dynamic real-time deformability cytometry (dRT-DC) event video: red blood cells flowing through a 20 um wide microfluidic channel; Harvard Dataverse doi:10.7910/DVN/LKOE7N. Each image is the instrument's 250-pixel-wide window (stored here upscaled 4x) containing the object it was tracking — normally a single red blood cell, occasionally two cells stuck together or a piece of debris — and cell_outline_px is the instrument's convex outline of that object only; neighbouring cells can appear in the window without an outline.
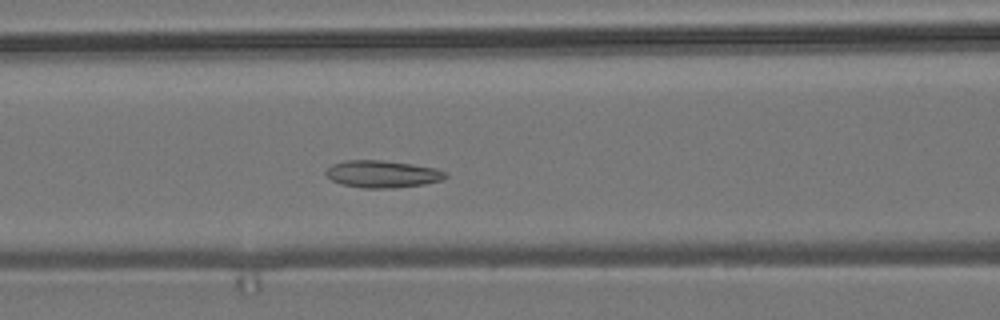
{"species": "common noctule bat (a hibernating species)", "species_latin": "Nyctalus noctula", "temperature_condition": "room temperature", "stored_images_in_passage": 46, "camera_frame_rate_fps": 3000, "um_per_image_px": 0.085, "animal": {"sex": "male", "body_mass_g": 19.2, "forearm_length_mm": 51.8}, "frame": {"image": 1, "passage_image": 13, "time_ms": 4.0, "image_size_px": [1000, 320], "cell_outline_px": [[448, 176], [444, 180], [424, 184], [392, 188], [364, 188], [344, 184], [332, 180], [324, 172], [332, 164], [344, 160], [380, 160], [412, 164], [436, 168], [444, 172]], "centroid_in_image_um": [32.52, 14.79], "position_along_channel_um": 134.1, "area_um2": 18.84}}
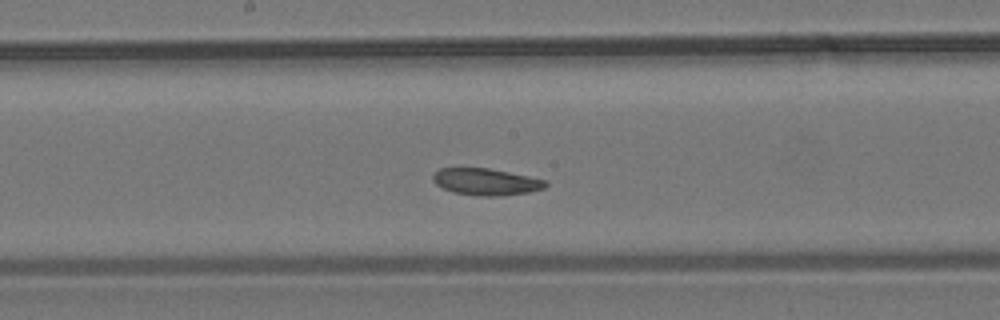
{"frame": {"image": 2, "passage_image": 19, "time_ms": 6.0, "image_size_px": [1000, 320], "cell_outline_px": [[548, 184], [544, 188], [528, 192], [500, 196], [476, 196], [452, 192], [436, 184], [432, 180], [432, 176], [440, 168], [488, 168], [528, 176], [544, 180]], "centroid_in_image_um": [41.28, 15.46], "position_along_channel_um": 206.9, "area_um2": 17.46}}
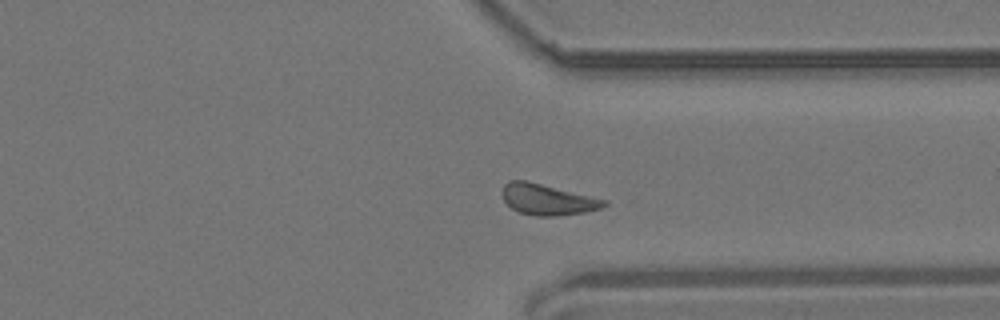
{"frame": {"image": 3, "passage_image": 32, "time_ms": 10.333, "image_size_px": [1000, 320], "cell_outline_px": [[608, 204], [600, 208], [584, 212], [556, 216], [536, 216], [520, 212], [512, 208], [504, 200], [500, 192], [504, 184], [508, 180], [524, 180], [608, 200]], "centroid_in_image_um": [46.51, 16.95], "position_along_channel_um": 364.9, "area_um2": 18.21}, "authors_computed_cell_mechanics": {"area_um2": 18.1492, "velocity_mm_per_s": 3.6497, "shape_relaxation_time_tau1_ms": null, "shape_relaxation_time_tau2_ms": 6.6264, "deformation_change_tau1": null, "deformation_change_tau2": 0.1276}}